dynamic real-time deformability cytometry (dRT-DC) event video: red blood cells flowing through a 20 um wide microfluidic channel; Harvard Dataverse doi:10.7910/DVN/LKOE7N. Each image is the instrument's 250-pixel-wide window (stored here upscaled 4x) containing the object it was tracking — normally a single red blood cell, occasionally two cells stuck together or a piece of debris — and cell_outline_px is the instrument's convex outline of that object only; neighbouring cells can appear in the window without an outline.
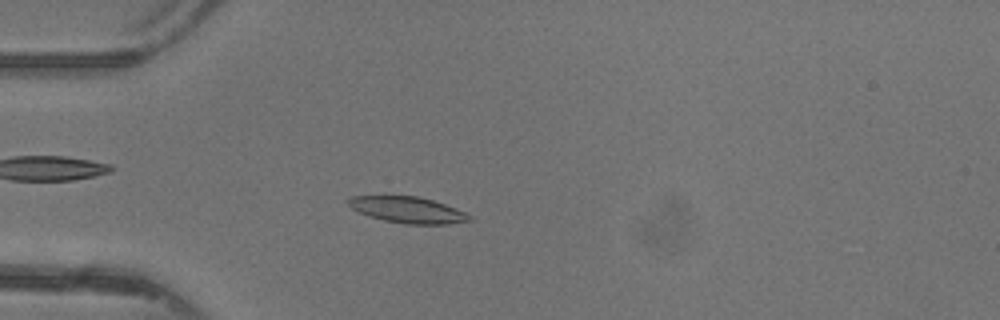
{"species": "common noctule bat (a hibernating species)", "species_latin": "Nyctalus noctula", "temperature_condition": "warm", "stored_images_in_passage": 47, "camera_frame_rate_fps": 3000, "um_per_image_px": 0.085, "animal": {"sex": "female"}, "frame": {"image": 1, "passage_image": 13, "time_ms": 4.0, "image_size_px": [1000, 320], "cell_outline_px": [[472, 220], [448, 224], [404, 224], [384, 220], [360, 212], [352, 208], [344, 200], [352, 196], [416, 196], [432, 200], [444, 204], [464, 212], [472, 216]], "centroid_in_image_um": [34.65, 17.84], "position_along_channel_um": 50.4, "area_um2": 18.26}}
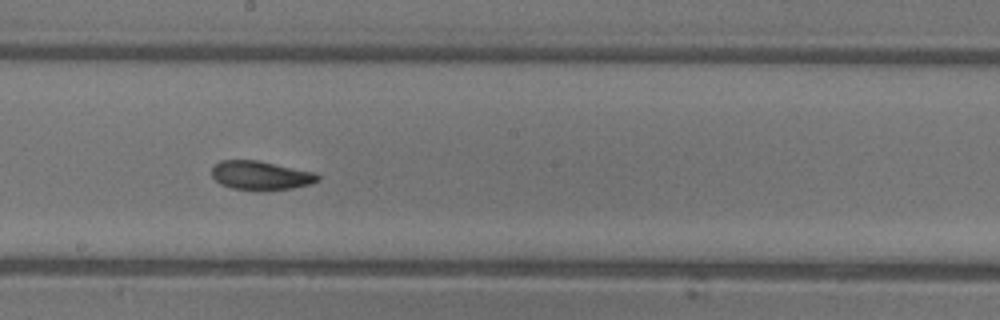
{"frame": {"image": 2, "passage_image": 26, "time_ms": 8.333, "image_size_px": [1000, 320], "cell_outline_px": [[320, 180], [312, 184], [292, 188], [264, 192], [260, 192], [232, 188], [220, 184], [212, 176], [212, 168], [220, 160], [256, 160], [316, 172], [320, 176]], "centroid_in_image_um": [22.2, 14.94], "position_along_channel_um": 226.0, "area_um2": 18.26}}
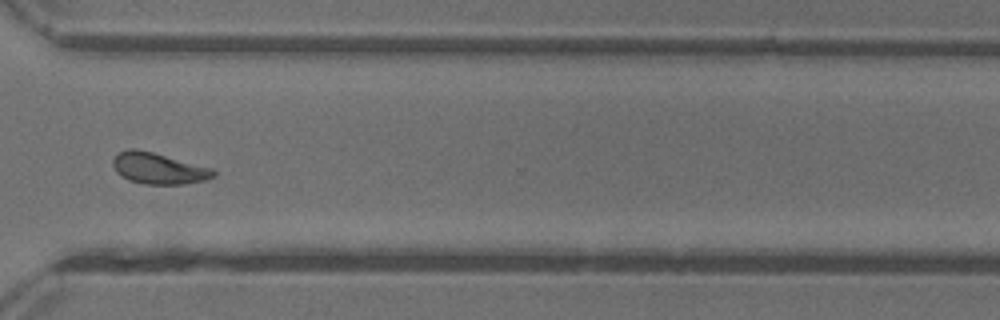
{"frame": {"image": 3, "passage_image": 35, "time_ms": 11.333, "image_size_px": [1000, 320], "cell_outline_px": [[216, 176], [208, 180], [184, 184], [144, 184], [128, 180], [120, 176], [116, 172], [112, 164], [112, 160], [120, 152], [128, 148], [136, 148], [152, 152], [212, 168], [216, 172]], "centroid_in_image_um": [13.48, 14.32], "position_along_channel_um": 357.1, "area_um2": 18.38}, "authors_computed_cell_mechanics": {"area_um2": 18.2648, "velocity_mm_per_s": 4.3758, "shape_relaxation_time_tau1_ms": 4.2796, "shape_relaxation_time_tau2_ms": 2.6875, "deformation_change_tau1": 0.1401, "deformation_change_tau2": 0.0822}}